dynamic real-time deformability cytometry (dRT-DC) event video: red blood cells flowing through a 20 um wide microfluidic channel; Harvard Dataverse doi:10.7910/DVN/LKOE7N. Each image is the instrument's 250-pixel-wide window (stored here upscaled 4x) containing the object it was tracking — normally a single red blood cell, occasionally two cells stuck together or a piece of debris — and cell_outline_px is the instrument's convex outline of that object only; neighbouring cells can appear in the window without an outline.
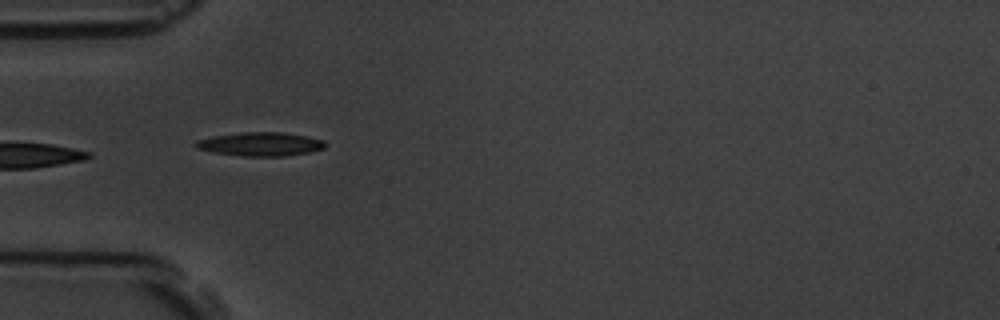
{"species": "common noctule bat (a hibernating species)", "species_latin": "Nyctalus noctula", "temperature_condition": "room temperature", "stored_images_in_passage": 7, "camera_frame_rate_fps": 3000, "um_per_image_px": 0.085, "animal": {"sex": "male", "body_mass_g": 19.5, "forearm_length_mm": 54.6}, "frame": {"image": 1, "passage_image": 4, "time_ms": 4.333, "image_size_px": [1000, 320], "cell_outline_px": [[328, 144], [324, 148], [308, 152], [284, 156], [244, 156], [212, 152], [196, 148], [192, 144], [196, 140], [212, 136], [240, 132], [280, 132], [304, 136], [324, 140]], "centroid_in_image_um": [22.09, 12.24], "position_along_channel_um": 62.9, "area_um2": 17.92}}
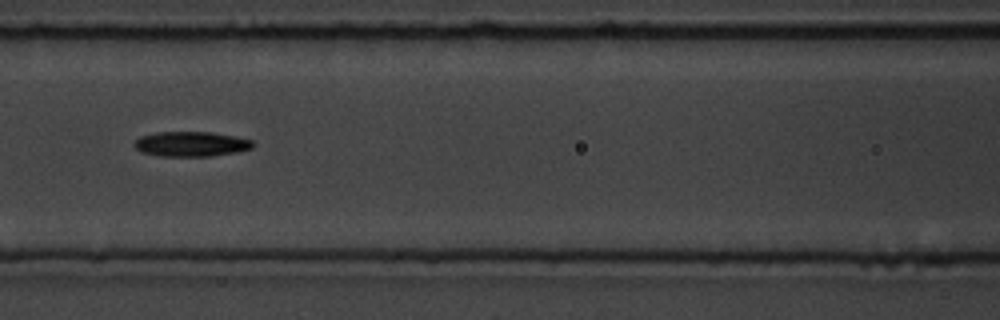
{"frame": {"image": 2, "passage_image": 6, "time_ms": 6.667, "image_size_px": [1000, 320], "cell_outline_px": [[252, 148], [236, 152], [212, 156], [160, 156], [140, 152], [132, 144], [140, 136], [156, 132], [212, 132], [236, 136], [252, 140]], "centroid_in_image_um": [16.21, 12.24], "position_along_channel_um": 150.4, "area_um2": 17.28}}
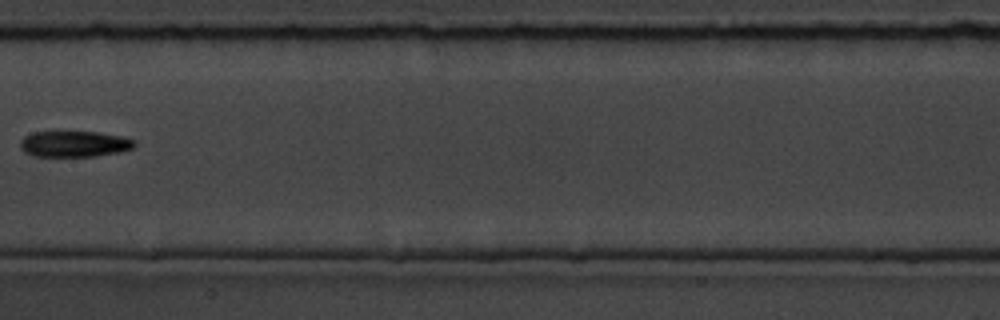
{"frame": {"image": 3, "passage_image": 7, "time_ms": 8.0, "image_size_px": [1000, 320], "cell_outline_px": [[136, 144], [132, 148], [120, 152], [96, 156], [32, 156], [24, 152], [20, 148], [20, 140], [24, 136], [32, 132], [96, 132], [120, 136], [132, 140]], "centroid_in_image_um": [6.26, 12.24], "position_along_channel_um": 201.1, "area_um2": 17.22}}